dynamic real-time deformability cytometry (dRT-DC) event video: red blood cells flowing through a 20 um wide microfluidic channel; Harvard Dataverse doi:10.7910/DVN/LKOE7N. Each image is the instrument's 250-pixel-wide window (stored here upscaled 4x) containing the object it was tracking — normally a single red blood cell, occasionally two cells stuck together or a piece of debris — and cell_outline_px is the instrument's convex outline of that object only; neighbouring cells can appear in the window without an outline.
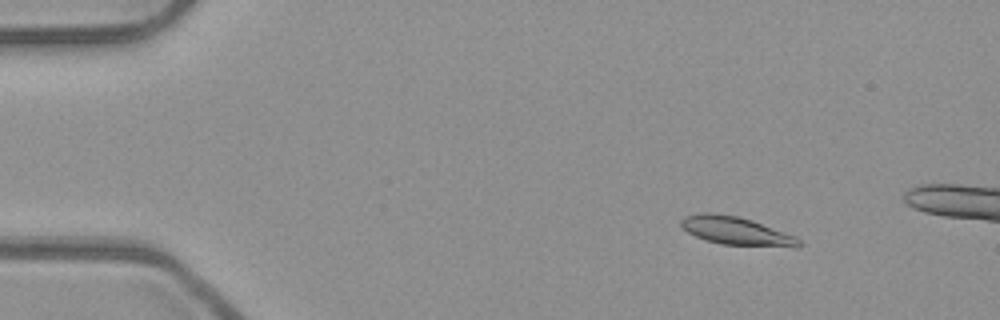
{"species": "common noctule bat (a hibernating species)", "species_latin": "Nyctalus noctula", "temperature_condition": "room temperature", "stored_images_in_passage": 14, "camera_frame_rate_fps": 3000, "um_per_image_px": 0.085, "animal": {"sex": "male", "body_mass_g": 23.1, "forearm_length_mm": 52.7}, "frame": {"image": 1, "passage_image": 7, "time_ms": 2.0, "image_size_px": [1000, 320], "cell_outline_px": [[804, 244], [796, 248], [720, 244], [704, 240], [688, 232], [680, 224], [680, 220], [684, 216], [700, 212], [712, 212], [736, 216], [752, 220], [796, 236]], "centroid_in_image_um": [62.61, 19.64], "position_along_channel_um": 22.4, "area_um2": 19.65}}